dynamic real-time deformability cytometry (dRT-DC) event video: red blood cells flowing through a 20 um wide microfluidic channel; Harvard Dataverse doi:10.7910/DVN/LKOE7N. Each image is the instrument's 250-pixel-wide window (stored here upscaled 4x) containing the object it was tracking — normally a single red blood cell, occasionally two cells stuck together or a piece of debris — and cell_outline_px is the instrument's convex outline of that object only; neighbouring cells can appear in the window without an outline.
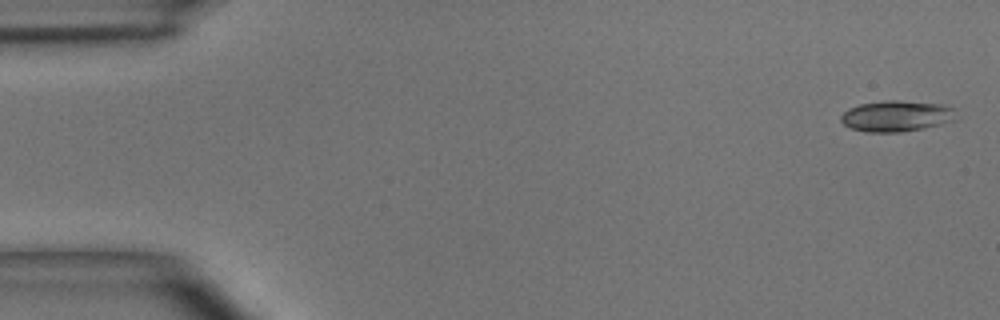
{"species": "common noctule bat (a hibernating species)", "species_latin": "Nyctalus noctula", "temperature_condition": "room temperature", "stored_images_in_passage": 46, "camera_frame_rate_fps": 3000, "um_per_image_px": 0.085, "animal": {"sex": "male", "body_mass_g": 15.6}, "frame": {"image": 1, "passage_image": 1, "time_ms": 0.0, "image_size_px": [1000, 320], "cell_outline_px": [[956, 120], [924, 128], [900, 132], [864, 132], [852, 128], [844, 124], [840, 120], [840, 116], [848, 108], [860, 104], [884, 100], [900, 100], [940, 104], [956, 108]], "centroid_in_image_um": [76.22, 9.86], "position_along_channel_um": 8.8, "area_um2": 20.98}}
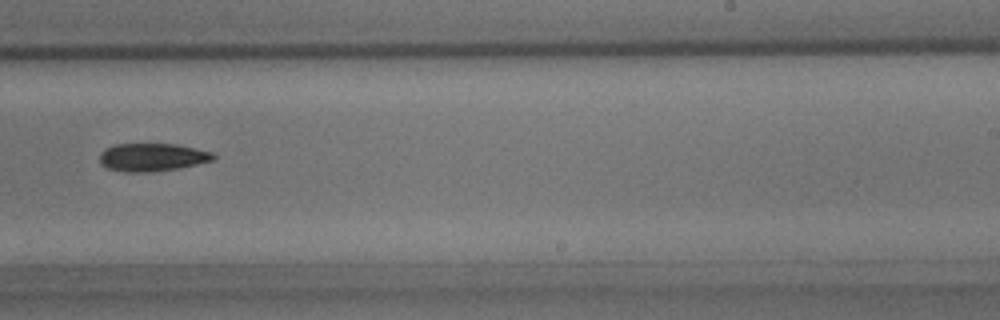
{"frame": {"image": 2, "passage_image": 30, "time_ms": 9.667, "image_size_px": [1000, 320], "cell_outline_px": [[216, 160], [180, 168], [152, 172], [124, 172], [108, 168], [100, 164], [100, 152], [104, 148], [116, 144], [176, 144], [212, 152], [216, 156]], "centroid_in_image_um": [12.94, 13.37], "position_along_channel_um": 276.1, "area_um2": 18.73}}
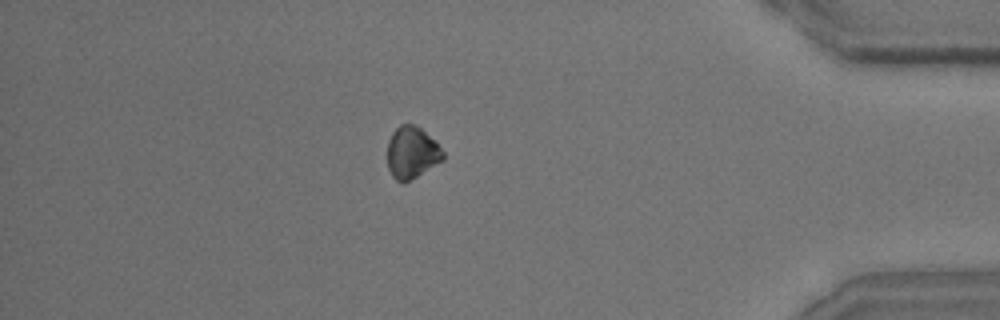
{"frame": {"image": 3, "passage_image": 42, "time_ms": 13.667, "image_size_px": [1000, 320], "cell_outline_px": [[444, 160], [404, 184], [400, 184], [392, 176], [388, 168], [388, 140], [392, 132], [400, 124], [416, 124], [444, 152]], "centroid_in_image_um": [34.98, 13.0], "position_along_channel_um": 400.2, "area_um2": 16.82}}